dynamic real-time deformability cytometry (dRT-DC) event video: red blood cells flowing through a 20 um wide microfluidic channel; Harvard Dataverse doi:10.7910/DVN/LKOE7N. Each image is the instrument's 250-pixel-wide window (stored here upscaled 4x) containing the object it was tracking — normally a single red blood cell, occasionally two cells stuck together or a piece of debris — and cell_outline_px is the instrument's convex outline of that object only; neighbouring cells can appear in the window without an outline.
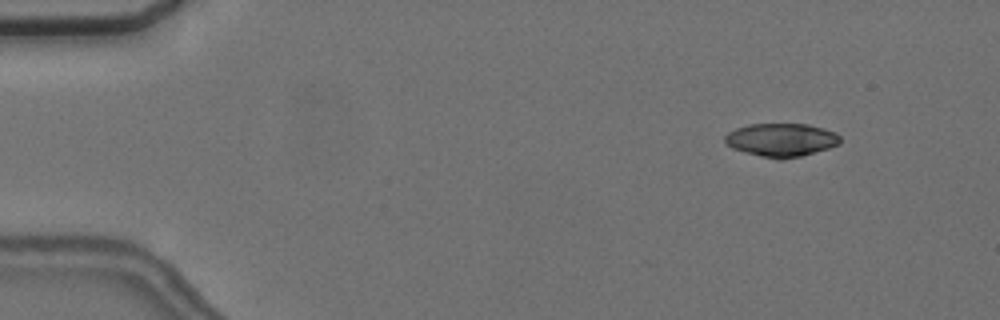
{"species": "common noctule bat (a hibernating species)", "species_latin": "Nyctalus noctula", "temperature_condition": "cold", "stored_images_in_passage": 2, "camera_frame_rate_fps": 3000, "um_per_image_px": 0.085, "animal": {"sex": "female", "body_mass_g": 24.6, "forearm_length_mm": 56.2}, "frame": {"image": 1, "passage_image": 1, "time_ms": 0.0, "image_size_px": [1000, 320], "cell_outline_px": [[832, 144], [808, 152], [788, 156], [772, 156], [756, 152], [744, 148], [800, 128], [812, 128], [824, 132]], "centroid_in_image_um": [67.37, 12.16], "position_along_channel_um": 17.6, "area_um2": 10.58}}